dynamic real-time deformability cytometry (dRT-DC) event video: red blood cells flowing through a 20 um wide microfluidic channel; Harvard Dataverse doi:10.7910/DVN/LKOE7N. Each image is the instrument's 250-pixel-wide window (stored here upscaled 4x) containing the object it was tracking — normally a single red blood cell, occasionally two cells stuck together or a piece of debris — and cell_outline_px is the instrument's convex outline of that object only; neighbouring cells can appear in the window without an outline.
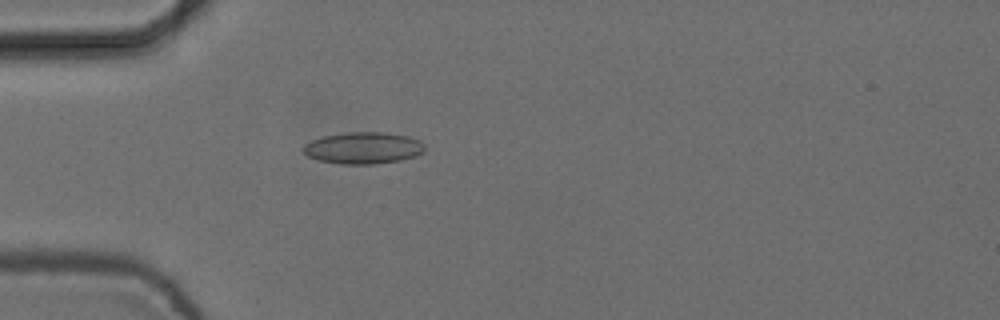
{"species": "common noctule bat (a hibernating species)", "species_latin": "Nyctalus noctula", "temperature_condition": "cold", "stored_images_in_passage": 5, "camera_frame_rate_fps": 3000, "um_per_image_px": 0.085, "animal": {"sex": "female", "body_mass_g": 24.6, "forearm_length_mm": 56.2}, "frame": {"image": 1, "passage_image": 5, "time_ms": 1.333, "image_size_px": [1000, 320], "cell_outline_px": [[424, 152], [416, 156], [400, 160], [372, 164], [340, 164], [320, 160], [308, 156], [304, 152], [304, 144], [312, 140], [324, 136], [348, 132], [388, 132], [408, 136], [420, 140], [424, 144]], "centroid_in_image_um": [30.92, 12.57], "position_along_channel_um": 54.1, "area_um2": 22.43}}